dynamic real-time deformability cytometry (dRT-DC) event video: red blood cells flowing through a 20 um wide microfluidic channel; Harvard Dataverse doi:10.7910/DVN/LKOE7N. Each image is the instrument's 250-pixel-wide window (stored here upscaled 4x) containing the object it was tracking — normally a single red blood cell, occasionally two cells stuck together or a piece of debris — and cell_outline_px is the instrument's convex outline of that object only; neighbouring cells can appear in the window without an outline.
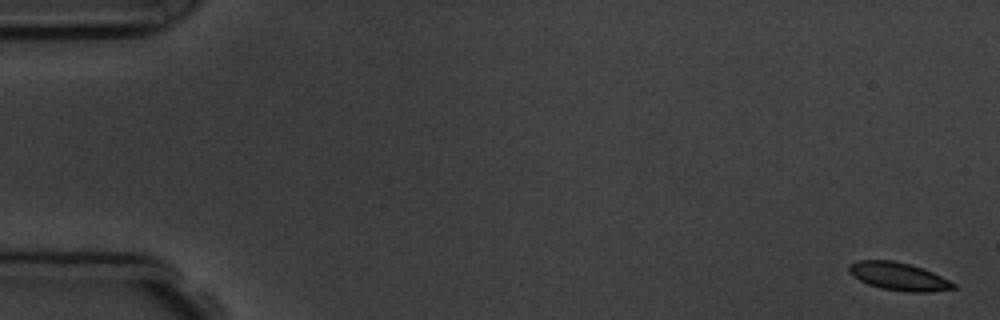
{"species": "common noctule bat (a hibernating species)", "species_latin": "Nyctalus noctula", "temperature_condition": "room temperature", "stored_images_in_passage": 5, "segment_of_instrument_passage": [2, 2], "camera_frame_rate_fps": 3000, "um_per_image_px": 0.085, "animal": {"sex": "male", "body_mass_g": 19.5, "forearm_length_mm": 54.6}, "frame": {"image": 1, "passage_image": 5, "time_ms": 4.667, "image_size_px": [1000, 320], "cell_outline_px": [[956, 288], [932, 292], [908, 292], [880, 288], [868, 284], [852, 276], [848, 272], [848, 264], [856, 260], [892, 260], [908, 264], [932, 272], [956, 284]], "centroid_in_image_um": [76.34, 23.5], "position_along_channel_um": 8.7, "area_um2": 16.94}}